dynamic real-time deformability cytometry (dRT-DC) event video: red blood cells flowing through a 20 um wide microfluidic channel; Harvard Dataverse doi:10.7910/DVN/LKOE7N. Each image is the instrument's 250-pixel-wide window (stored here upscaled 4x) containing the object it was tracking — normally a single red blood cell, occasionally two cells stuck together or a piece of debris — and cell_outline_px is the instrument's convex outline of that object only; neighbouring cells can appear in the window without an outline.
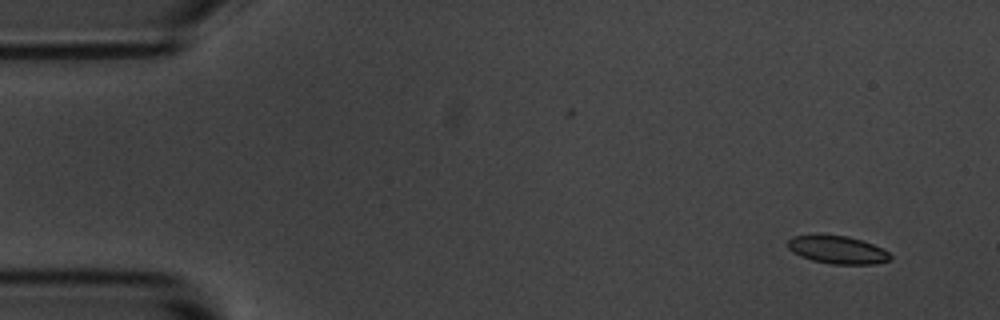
{"species": "common noctule bat (a hibernating species)", "species_latin": "Nyctalus noctula", "temperature_condition": "room temperature", "stored_images_in_passage": 14, "camera_frame_rate_fps": 3000, "um_per_image_px": 0.085, "animal": {"sex": "male", "body_mass_g": 20.1, "forearm_length_mm": 53.5}, "frame": {"image": 1, "passage_image": 1, "time_ms": 0.0, "image_size_px": [1000, 320], "cell_outline_px": [[892, 260], [876, 264], [832, 264], [812, 260], [800, 256], [792, 252], [788, 248], [788, 240], [792, 236], [848, 236], [884, 248], [892, 256]], "centroid_in_image_um": [71.23, 21.26], "position_along_channel_um": 13.8, "area_um2": 16.47}}
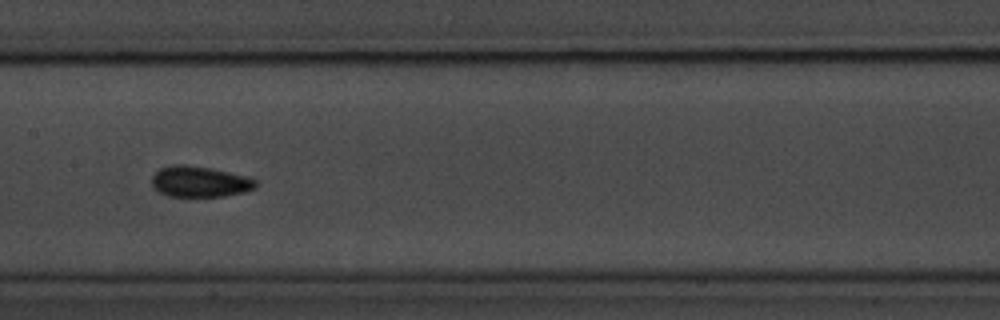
{"frame": {"image": 2, "passage_image": 7, "time_ms": 7.667, "image_size_px": [1000, 320], "cell_outline_px": [[256, 188], [244, 192], [224, 196], [168, 196], [160, 192], [152, 184], [152, 176], [160, 168], [172, 164], [184, 164], [212, 168], [248, 176], [256, 180]], "centroid_in_image_um": [17.0, 15.42], "position_along_channel_um": 190.4, "area_um2": 18.73}}
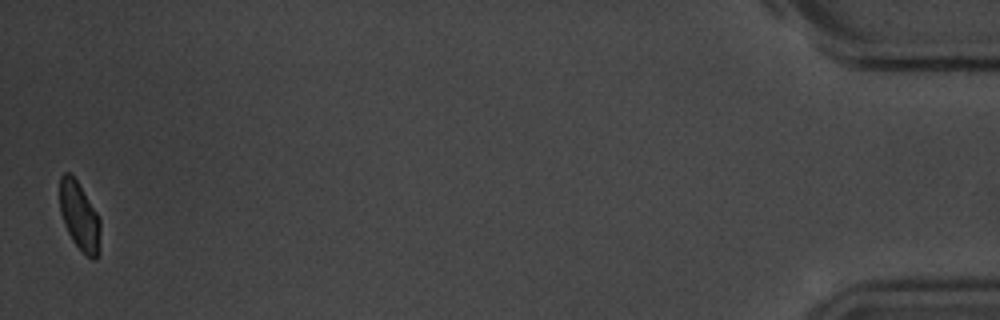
{"frame": {"image": 3, "passage_image": 14, "time_ms": 16.667, "image_size_px": [1000, 320], "cell_outline_px": [[100, 252], [96, 260], [92, 260], [72, 240], [68, 232], [60, 212], [60, 176], [64, 172], [68, 172], [76, 180], [96, 212], [100, 220]], "centroid_in_image_um": [6.77, 18.41], "position_along_channel_um": 428.4, "area_um2": 15.95}, "authors_computed_cell_mechanics": {"area_um2": 17.2533, "velocity_mm_per_s": 3.6906, "shape_relaxation_time_tau1_ms": 2.1516, "shape_relaxation_time_tau2_ms": 3.1698, "deformation_change_tau1": 0.098, "deformation_change_tau2": 0.071}}